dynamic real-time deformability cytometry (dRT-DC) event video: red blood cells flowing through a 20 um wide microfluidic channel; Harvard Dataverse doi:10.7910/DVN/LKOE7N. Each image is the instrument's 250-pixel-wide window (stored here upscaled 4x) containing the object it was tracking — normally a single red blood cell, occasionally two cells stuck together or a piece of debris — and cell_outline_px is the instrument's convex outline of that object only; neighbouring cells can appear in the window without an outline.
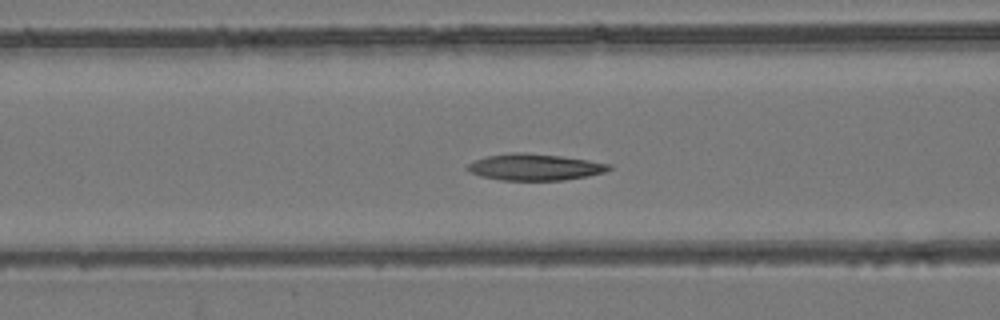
{"species": "common noctule bat (a hibernating species)", "species_latin": "Nyctalus noctula", "temperature_condition": "room temperature", "stored_images_in_passage": 53, "camera_frame_rate_fps": 3000, "um_per_image_px": 0.085, "animal": {"sex": "female", "body_mass_g": 24.6, "forearm_length_mm": 56.2}, "frame": {"image": 1, "passage_image": 21, "time_ms": 6.667, "image_size_px": [1000, 320], "cell_outline_px": [[612, 168], [604, 172], [588, 176], [564, 180], [500, 180], [480, 176], [464, 168], [468, 164], [476, 160], [488, 156], [512, 152], [524, 152], [560, 156], [588, 160], [612, 164]], "centroid_in_image_um": [45.47, 14.2], "position_along_channel_um": 121.1, "area_um2": 21.79}}
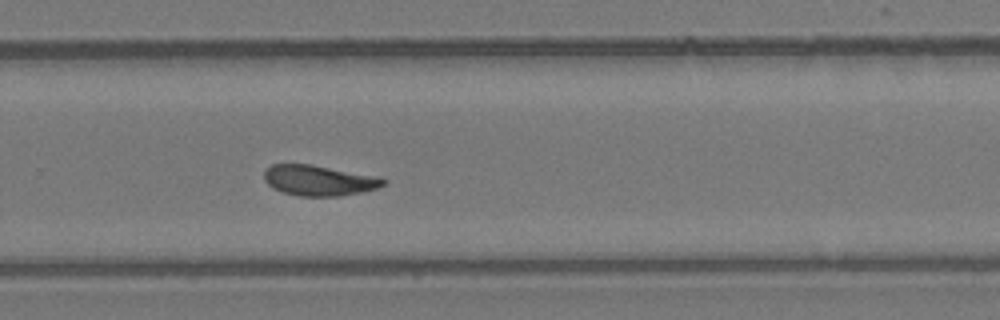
{"frame": {"image": 2, "passage_image": 35, "time_ms": 11.333, "image_size_px": [1000, 320], "cell_outline_px": [[388, 180], [384, 184], [376, 188], [364, 192], [340, 196], [300, 196], [284, 192], [272, 188], [264, 180], [264, 168], [272, 164], [312, 164], [380, 176]], "centroid_in_image_um": [27.13, 15.32], "position_along_channel_um": 302.7, "area_um2": 21.5}}
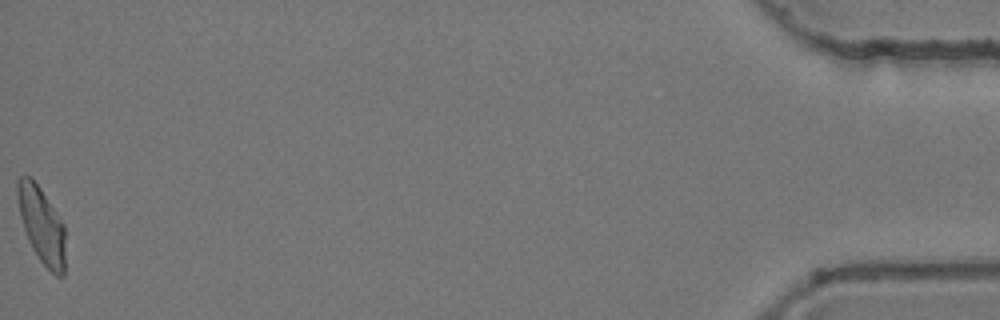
{"frame": {"image": 3, "passage_image": 53, "time_ms": 17.333, "image_size_px": [1000, 320], "cell_outline_px": [[64, 276], [56, 276], [40, 260], [32, 248], [28, 240], [20, 216], [16, 192], [16, 180], [20, 176], [32, 176], [64, 224]], "centroid_in_image_um": [3.52, 19.09], "position_along_channel_um": 431.7, "area_um2": 21.1}, "authors_computed_cell_mechanics": {"area_um2": 21.5016, "velocity_mm_per_s": 3.9049, "shape_relaxation_time_tau1_ms": 5.0616, "shape_relaxation_time_tau2_ms": 3.5046, "deformation_change_tau1": 0.154, "deformation_change_tau2": 0.1112}}